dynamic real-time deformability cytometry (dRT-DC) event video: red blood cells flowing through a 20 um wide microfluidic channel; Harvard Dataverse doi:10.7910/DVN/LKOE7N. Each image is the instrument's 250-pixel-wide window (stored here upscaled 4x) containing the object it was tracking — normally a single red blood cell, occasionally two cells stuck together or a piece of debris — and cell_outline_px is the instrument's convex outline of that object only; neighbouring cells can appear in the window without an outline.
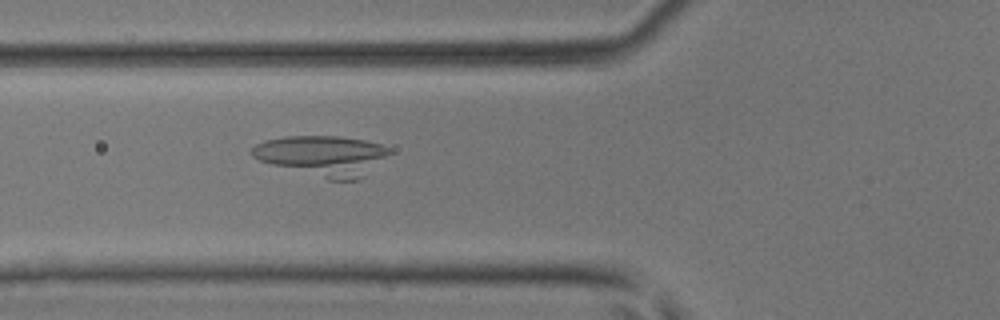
{"species": "common noctule bat (a hibernating species)", "species_latin": "Nyctalus noctula", "temperature_condition": "room temperature", "stored_images_in_passage": 33, "camera_frame_rate_fps": 3000, "um_per_image_px": 0.085, "animal": {"sex": "male", "body_mass_g": 17.9, "forearm_length_mm": 54.2}, "frame": {"image": 1, "passage_image": 12, "time_ms": 3.667, "image_size_px": [1000, 320], "cell_outline_px": [[392, 152], [360, 180], [328, 180], [272, 164], [260, 160], [252, 156], [252, 148], [256, 144], [264, 140], [284, 136], [340, 136], [364, 140], [380, 144], [388, 148]], "centroid_in_image_um": [27.44, 13.23], "position_along_channel_um": 98.4, "area_um2": 32.25}}
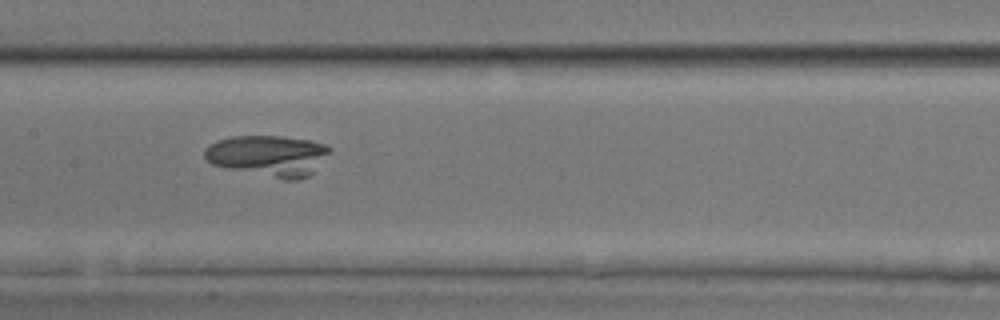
{"frame": {"image": 2, "passage_image": 18, "time_ms": 5.667, "image_size_px": [1000, 320], "cell_outline_px": [[332, 148], [312, 172], [308, 176], [296, 180], [284, 180], [228, 168], [212, 164], [204, 156], [204, 148], [208, 144], [216, 140], [232, 136], [280, 136], [312, 140], [324, 144]], "centroid_in_image_um": [22.77, 13.22], "position_along_channel_um": 184.6, "area_um2": 29.82}}
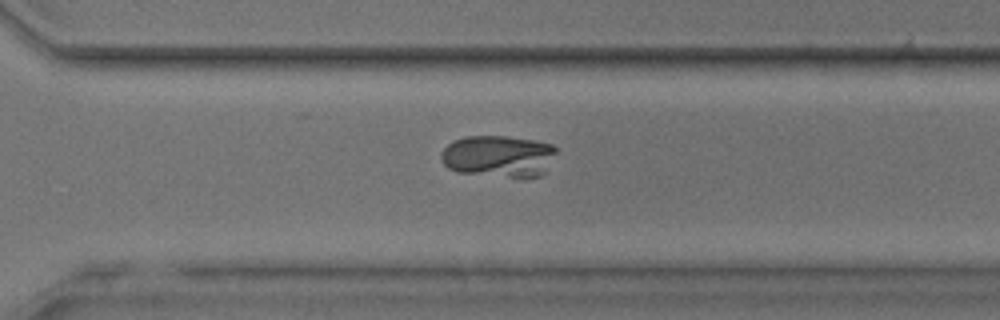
{"frame": {"image": 3, "passage_image": 28, "time_ms": 9.0, "image_size_px": [1000, 320], "cell_outline_px": [[556, 152], [544, 172], [540, 176], [524, 180], [520, 180], [460, 172], [448, 168], [440, 160], [440, 152], [448, 144], [456, 140], [468, 136], [508, 136], [536, 140], [552, 144], [556, 148]], "centroid_in_image_um": [42.39, 13.31], "position_along_channel_um": 328.2, "area_um2": 28.78}}